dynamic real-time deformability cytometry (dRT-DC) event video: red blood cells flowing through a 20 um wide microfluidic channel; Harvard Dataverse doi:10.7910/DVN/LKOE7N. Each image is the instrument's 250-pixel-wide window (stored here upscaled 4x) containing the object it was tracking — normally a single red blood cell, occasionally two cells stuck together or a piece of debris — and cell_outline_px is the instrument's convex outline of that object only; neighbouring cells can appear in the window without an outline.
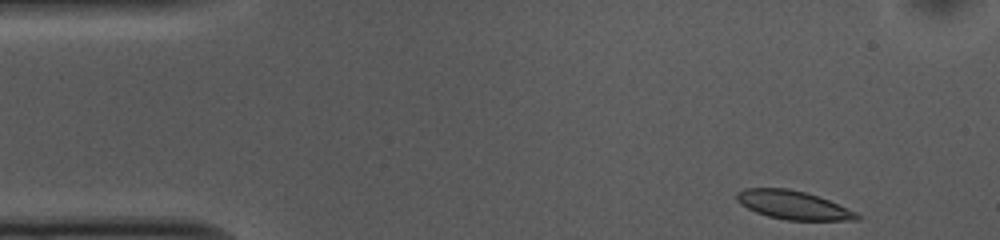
{"species": "common noctule bat (a hibernating species)", "species_latin": "Nyctalus noctula", "temperature_condition": "cold", "stored_images_in_passage": 47, "camera_frame_rate_fps": 3000, "um_per_image_px": 0.085, "animal": {"sex": "female", "body_mass_g": 10.0, "forearm_length_mm": 53.1}, "frame": {"image": 1, "passage_image": 1, "time_ms": 0.0, "image_size_px": [1000, 240], "cell_outline_px": [[860, 220], [784, 220], [768, 216], [756, 212], [740, 204], [736, 200], [736, 192], [744, 188], [788, 188], [804, 192], [828, 200], [856, 212], [860, 216]], "centroid_in_image_um": [67.38, 17.43], "position_along_channel_um": 17.6, "area_um2": 19.88}}
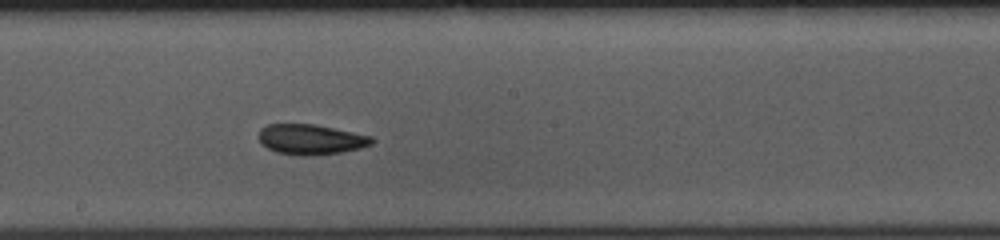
{"frame": {"image": 2, "passage_image": 24, "time_ms": 7.667, "image_size_px": [1000, 240], "cell_outline_px": [[376, 140], [372, 144], [360, 148], [340, 152], [312, 156], [300, 156], [276, 152], [260, 144], [260, 128], [268, 124], [316, 124], [372, 136]], "centroid_in_image_um": [26.43, 11.85], "position_along_channel_um": 221.8, "area_um2": 20.06}}
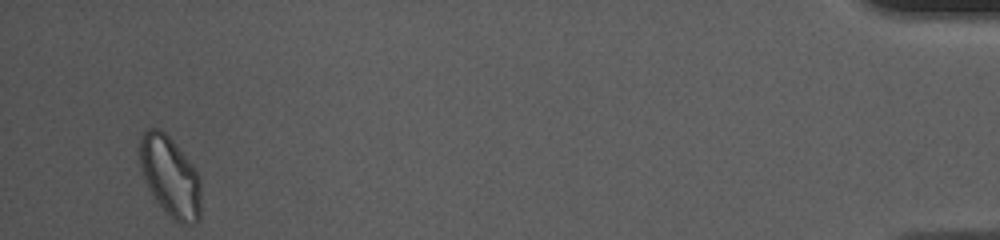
{"frame": {"image": 3, "passage_image": 47, "time_ms": 15.333, "image_size_px": [1000, 240], "cell_outline_px": [[200, 220], [196, 224], [180, 224], [172, 220], [156, 200], [148, 188], [140, 164], [140, 132], [148, 128], [160, 128], [172, 140], [196, 168], [200, 176]], "centroid_in_image_um": [14.48, 15.02], "position_along_channel_um": 420.7, "area_um2": 28.9}, "authors_computed_cell_mechanics": {"area_um2": 20.5768, "velocity_mm_per_s": 3.6799, "shape_relaxation_time_tau1_ms": 6.7055, "shape_relaxation_time_tau2_ms": 5.9258, "deformation_change_tau1": 0.1204, "deformation_change_tau2": 0.0891}}